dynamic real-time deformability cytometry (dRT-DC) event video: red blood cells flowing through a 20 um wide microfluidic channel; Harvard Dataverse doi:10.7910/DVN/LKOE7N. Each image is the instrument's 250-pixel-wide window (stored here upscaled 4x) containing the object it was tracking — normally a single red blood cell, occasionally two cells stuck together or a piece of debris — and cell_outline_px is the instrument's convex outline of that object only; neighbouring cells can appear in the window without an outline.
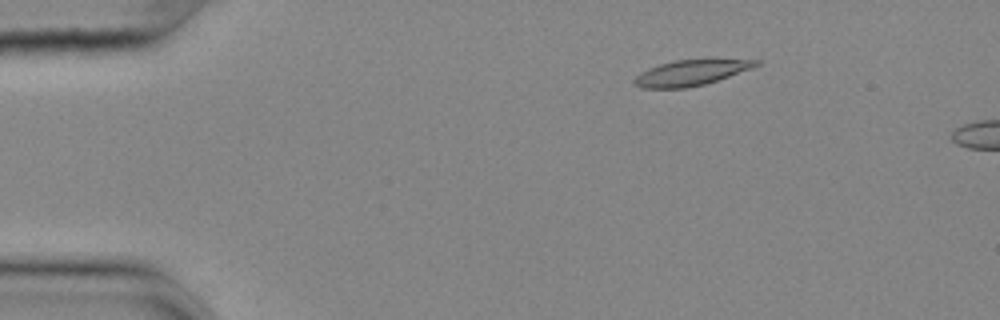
{"species": "common noctule bat (a hibernating species)", "species_latin": "Nyctalus noctula", "temperature_condition": "cold", "stored_images_in_passage": 5, "camera_frame_rate_fps": 3000, "um_per_image_px": 0.085, "animal": {"sex": "female", "body_mass_g": 25.1}, "frame": {"image": 1, "passage_image": 1, "time_ms": 0.0, "image_size_px": [1000, 320], "cell_outline_px": [[764, 60], [760, 64], [752, 68], [704, 84], [688, 88], [640, 88], [632, 80], [640, 72], [648, 68], [660, 64], [676, 60]], "centroid_in_image_um": [58.69, 6.19], "position_along_channel_um": 26.3, "area_um2": 17.8}}